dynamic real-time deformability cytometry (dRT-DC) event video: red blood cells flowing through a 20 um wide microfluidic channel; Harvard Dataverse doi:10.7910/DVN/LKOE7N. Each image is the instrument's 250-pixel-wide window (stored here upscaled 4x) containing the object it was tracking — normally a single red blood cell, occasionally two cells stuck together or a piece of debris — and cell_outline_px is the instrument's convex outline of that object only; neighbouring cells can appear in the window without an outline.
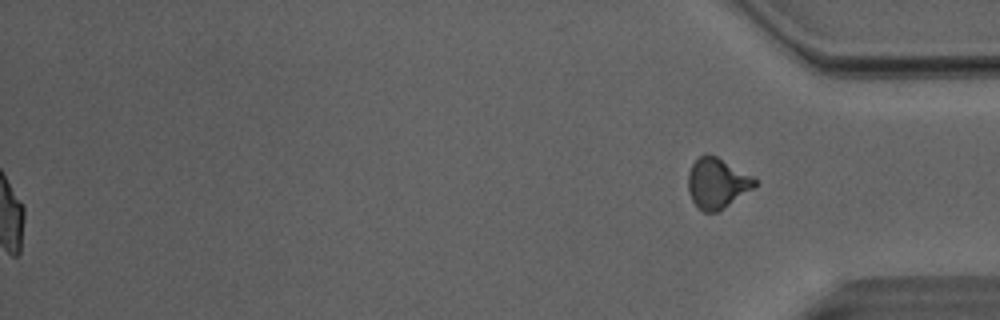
{"species": "Egyptian fruit bat (a non-hibernating species)", "species_latin": "Rousettus aegyptiacus", "temperature_condition": "room temperature", "stored_images_in_passage": 51, "segment_of_instrument_passage": [2, 2], "camera_frame_rate_fps": 3000, "um_per_image_px": 0.085, "animal": {"sex": "male"}, "frame": {"image": 1, "passage_image": 51, "time_ms": 16.667, "image_size_px": [1000, 320], "cell_outline_px": [[756, 184], [752, 188], [716, 212], [704, 212], [696, 208], [688, 192], [688, 172], [692, 164], [700, 156], [708, 152], [716, 156], [752, 176], [756, 180]], "centroid_in_image_um": [60.89, 15.56], "position_along_channel_um": 374.3, "area_um2": 19.25}}